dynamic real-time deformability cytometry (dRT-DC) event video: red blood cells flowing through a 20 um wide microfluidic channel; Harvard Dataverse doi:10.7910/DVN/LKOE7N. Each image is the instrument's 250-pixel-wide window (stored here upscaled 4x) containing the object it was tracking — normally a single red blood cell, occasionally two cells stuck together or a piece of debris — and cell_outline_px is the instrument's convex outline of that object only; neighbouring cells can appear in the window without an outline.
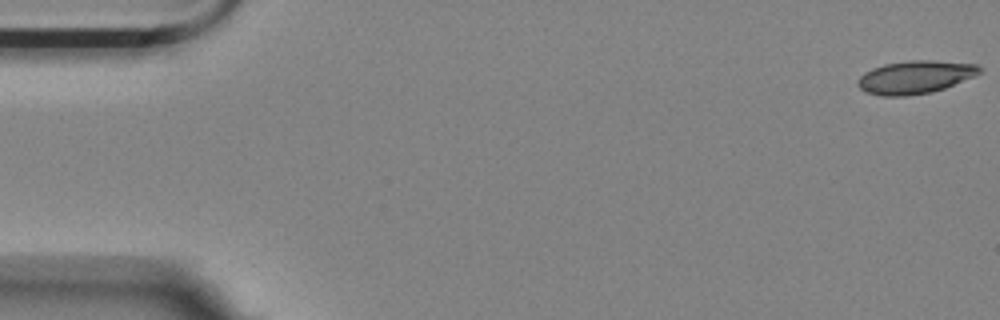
{"species": "Egyptian fruit bat (a non-hibernating species)", "species_latin": "Rousettus aegyptiacus", "temperature_condition": "room temperature", "stored_images_in_passage": 57, "camera_frame_rate_fps": 3000, "um_per_image_px": 0.085, "animal": {"sex": "female"}, "frame": {"image": 1, "passage_image": 1, "time_ms": 0.0, "image_size_px": [1000, 320], "cell_outline_px": [[984, 68], [976, 76], [944, 88], [932, 92], [904, 96], [884, 96], [864, 92], [856, 84], [860, 76], [864, 72], [872, 68], [884, 64], [912, 60], [932, 60], [976, 64]], "centroid_in_image_um": [77.79, 6.55], "position_along_channel_um": 7.2, "area_um2": 23.52}}
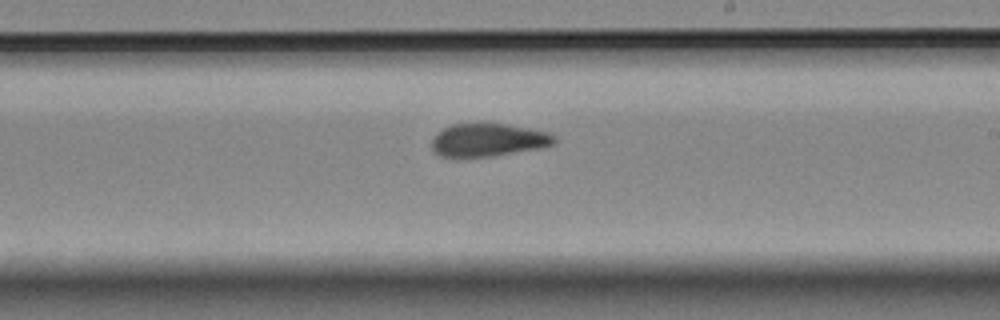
{"frame": {"image": 2, "passage_image": 33, "time_ms": 10.667, "image_size_px": [1000, 320], "cell_outline_px": [[556, 144], [540, 148], [492, 156], [440, 156], [432, 148], [432, 140], [444, 128], [452, 124], [504, 124], [528, 128], [548, 132], [556, 136]], "centroid_in_image_um": [41.56, 11.9], "position_along_channel_um": 247.4, "area_um2": 23.12}}
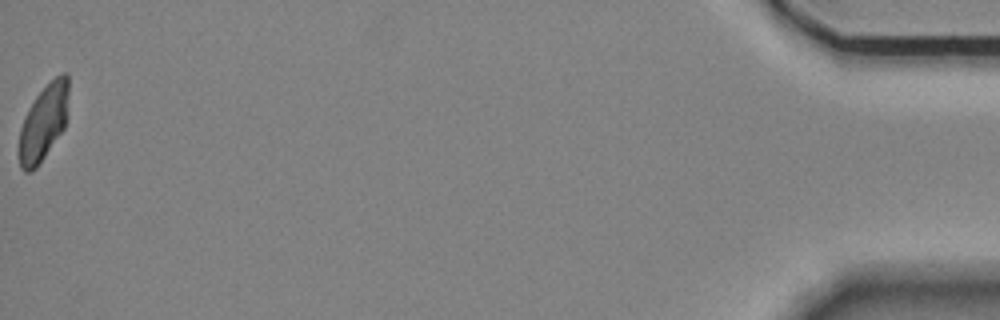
{"frame": {"image": 3, "passage_image": 57, "time_ms": 18.667, "image_size_px": [1000, 320], "cell_outline_px": [[68, 116], [64, 128], [36, 168], [32, 172], [24, 172], [20, 168], [20, 128], [24, 116], [28, 108], [36, 96], [60, 72], [68, 72]], "centroid_in_image_um": [3.72, 10.39], "position_along_channel_um": 431.5, "area_um2": 21.85}, "authors_computed_cell_mechanics": {"area_um2": 23.8714, "velocity_mm_per_s": 3.5193, "shape_relaxation_time_tau1_ms": 7.5262, "shape_relaxation_time_tau2_ms": 2.5634, "deformation_change_tau1": 0.177, "deformation_change_tau2": 0.0652}}